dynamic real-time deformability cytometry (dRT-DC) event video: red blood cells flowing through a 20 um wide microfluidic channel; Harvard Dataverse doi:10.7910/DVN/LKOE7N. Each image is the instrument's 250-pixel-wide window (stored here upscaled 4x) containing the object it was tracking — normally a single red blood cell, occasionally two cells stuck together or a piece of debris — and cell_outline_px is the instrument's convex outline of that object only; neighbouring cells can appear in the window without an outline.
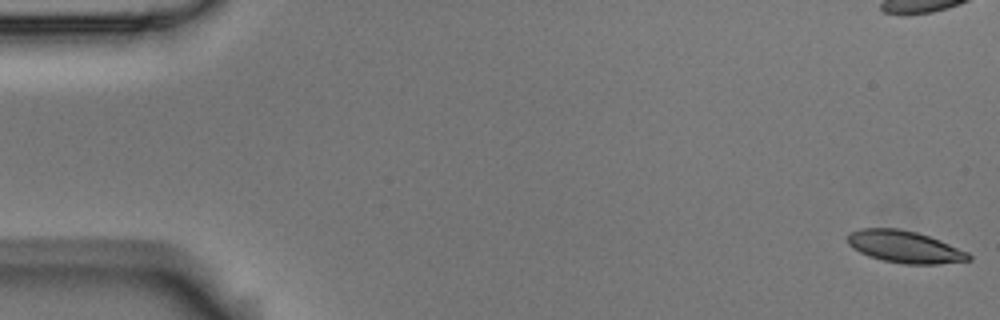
{"species": "Egyptian fruit bat (a non-hibernating species)", "species_latin": "Rousettus aegyptiacus", "temperature_condition": "room temperature", "stored_images_in_passage": 57, "camera_frame_rate_fps": 3000, "um_per_image_px": 0.085, "animal": {"sex": "male"}, "frame": {"image": 1, "passage_image": 1, "time_ms": 0.0, "image_size_px": [1000, 320], "cell_outline_px": [[972, 260], [940, 264], [904, 264], [884, 260], [868, 256], [852, 248], [848, 244], [848, 232], [860, 228], [900, 228], [916, 232], [940, 240], [968, 252], [972, 256]], "centroid_in_image_um": [76.9, 20.97], "position_along_channel_um": 8.1, "area_um2": 22.72}, "authors_computed_cell_mechanics": {"area_um2": 23.4668, "velocity_mm_per_s": 3.5963, "shape_relaxation_time_tau1_ms": 5.2499, "shape_relaxation_time_tau2_ms": 2.9787, "deformation_change_tau1": 0.1204, "deformation_change_tau2": 0.0889}}